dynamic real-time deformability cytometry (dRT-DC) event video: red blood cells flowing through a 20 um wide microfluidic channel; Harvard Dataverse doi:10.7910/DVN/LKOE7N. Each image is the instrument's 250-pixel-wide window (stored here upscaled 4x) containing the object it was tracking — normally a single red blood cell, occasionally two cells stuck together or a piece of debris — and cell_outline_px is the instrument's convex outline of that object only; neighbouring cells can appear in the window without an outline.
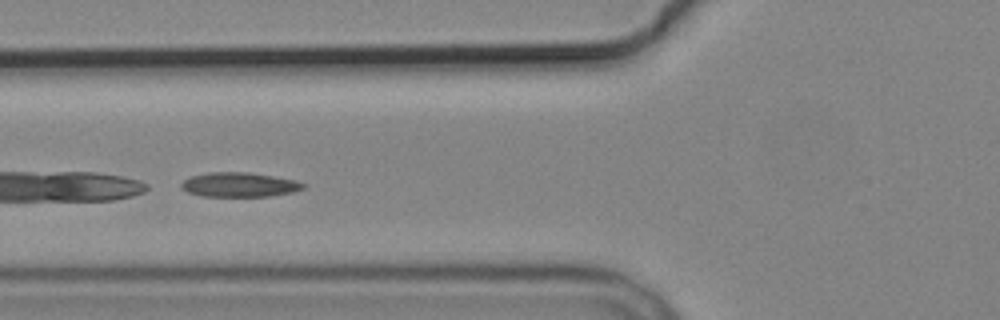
{"species": "common noctule bat (a hibernating species)", "species_latin": "Nyctalus noctula", "temperature_condition": "cold", "stored_images_in_passage": 9, "camera_frame_rate_fps": 3000, "um_per_image_px": 0.085, "animal": {"sex": "male", "body_mass_g": 19.2, "forearm_length_mm": 51.8}, "frame": {"image": 1, "passage_image": 6, "time_ms": 7.0, "image_size_px": [1000, 320], "cell_outline_px": [[308, 184], [304, 188], [292, 192], [272, 196], [200, 196], [188, 192], [180, 188], [180, 184], [184, 180], [192, 176], [208, 172], [248, 172], [296, 180]], "centroid_in_image_um": [20.35, 15.7], "position_along_channel_um": 105.5, "area_um2": 17.46}}
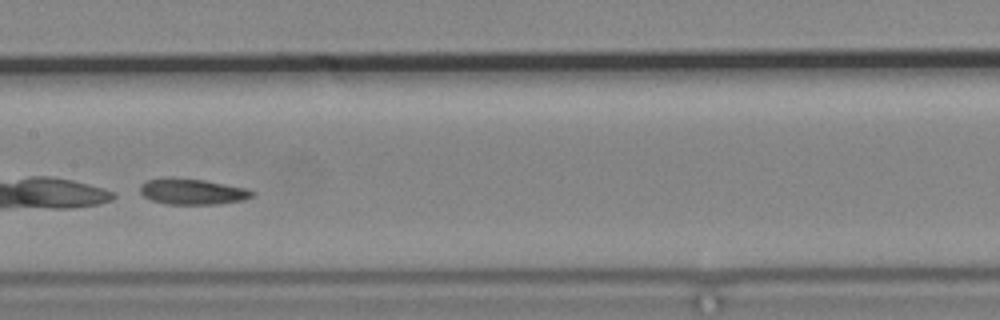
{"frame": {"image": 2, "passage_image": 8, "time_ms": 9.333, "image_size_px": [1000, 320], "cell_outline_px": [[256, 192], [252, 196], [244, 200], [216, 204], [164, 204], [152, 200], [144, 196], [140, 192], [140, 184], [148, 180], [168, 176], [172, 176], [204, 180], [244, 188]], "centroid_in_image_um": [16.3, 16.27], "position_along_channel_um": 191.1, "area_um2": 16.99}}
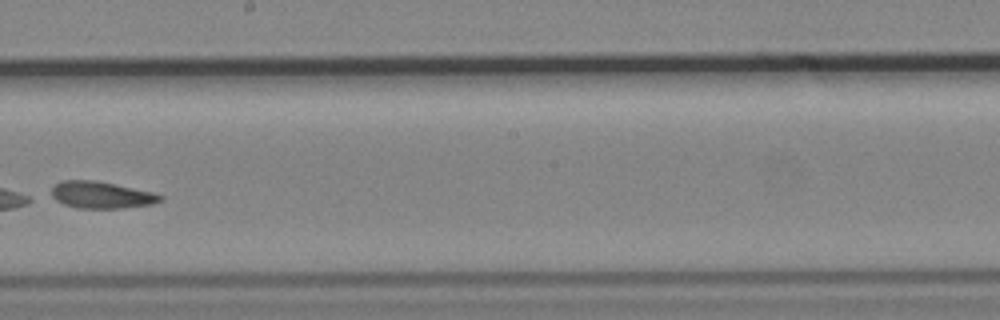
{"frame": {"image": 3, "passage_image": 9, "time_ms": 10.667, "image_size_px": [1000, 320], "cell_outline_px": [[164, 200], [152, 204], [124, 208], [76, 208], [64, 204], [56, 200], [52, 196], [52, 188], [60, 180], [92, 180], [152, 192], [164, 196]], "centroid_in_image_um": [8.62, 16.58], "position_along_channel_um": 239.6, "area_um2": 16.88}}